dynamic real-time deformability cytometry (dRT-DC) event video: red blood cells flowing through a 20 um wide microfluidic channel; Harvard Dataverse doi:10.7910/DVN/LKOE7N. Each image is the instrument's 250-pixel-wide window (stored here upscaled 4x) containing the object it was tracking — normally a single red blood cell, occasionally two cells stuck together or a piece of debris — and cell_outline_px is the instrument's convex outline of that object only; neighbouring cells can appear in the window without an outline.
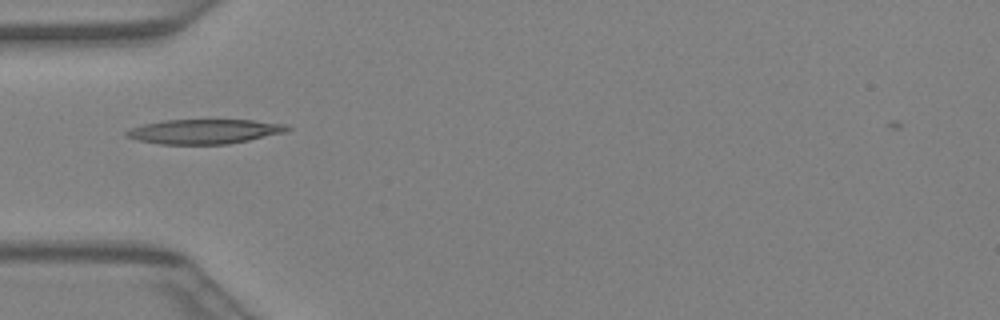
{"species": "Egyptian fruit bat (a non-hibernating species)", "species_latin": "Rousettus aegyptiacus", "temperature_condition": "warm", "stored_images_in_passage": 29, "camera_frame_rate_fps": 3000, "um_per_image_px": 0.085, "animal": {"sex": "female"}, "frame": {"image": 1, "passage_image": 1, "time_ms": 0.0, "image_size_px": [1000, 320], "cell_outline_px": [[292, 128], [284, 132], [248, 140], [228, 144], [160, 144], [140, 140], [124, 136], [124, 132], [128, 128], [160, 120], [252, 120], [288, 124]], "centroid_in_image_um": [17.34, 11.17], "position_along_channel_um": 67.7, "area_um2": 23.06}}
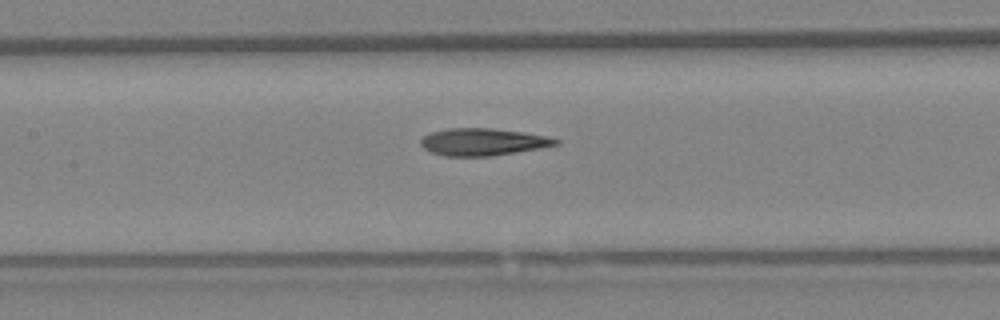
{"frame": {"image": 2, "passage_image": 7, "time_ms": 2.0, "image_size_px": [1000, 320], "cell_outline_px": [[560, 144], [516, 152], [492, 156], [444, 156], [432, 152], [424, 148], [420, 144], [420, 140], [424, 136], [432, 132], [448, 128], [492, 128], [520, 132], [544, 136], [560, 140]], "centroid_in_image_um": [41.01, 12.06], "position_along_channel_um": 166.4, "area_um2": 21.15}}
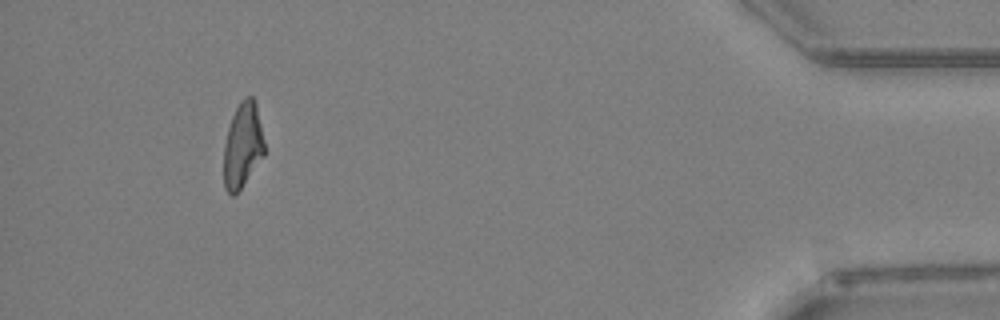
{"frame": {"image": 3, "passage_image": 26, "time_ms": 8.333, "image_size_px": [1000, 320], "cell_outline_px": [[264, 156], [240, 188], [232, 196], [224, 188], [224, 144], [228, 128], [232, 116], [240, 100], [244, 96], [252, 96], [256, 104], [264, 140]], "centroid_in_image_um": [20.62, 12.33], "position_along_channel_um": 414.6, "area_um2": 20.0}}